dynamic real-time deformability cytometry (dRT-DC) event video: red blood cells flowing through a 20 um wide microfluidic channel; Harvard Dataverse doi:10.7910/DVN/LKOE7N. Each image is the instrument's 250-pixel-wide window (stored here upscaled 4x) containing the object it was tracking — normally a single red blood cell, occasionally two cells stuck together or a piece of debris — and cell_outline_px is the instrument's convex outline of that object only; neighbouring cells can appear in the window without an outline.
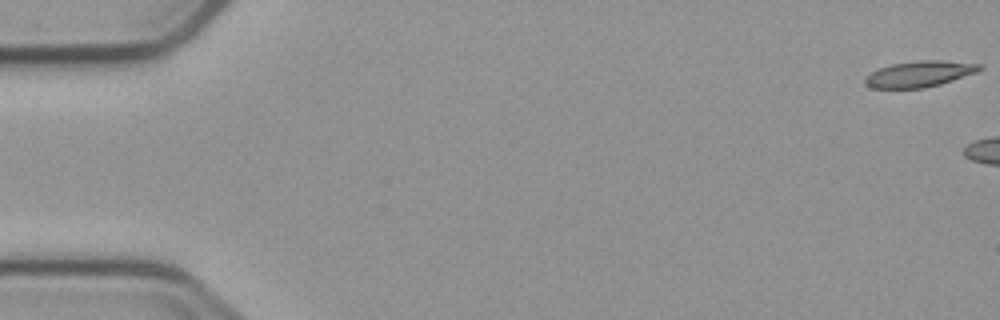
{"species": "common noctule bat (a hibernating species)", "species_latin": "Nyctalus noctula", "temperature_condition": "cold", "stored_images_in_passage": 2, "camera_frame_rate_fps": 3000, "um_per_image_px": 0.085, "animal": {"sex": "male", "body_mass_g": 23.1, "forearm_length_mm": 52.7}, "frame": {"image": 1, "passage_image": 1, "time_ms": 0.0, "image_size_px": [1000, 320], "cell_outline_px": [[984, 68], [980, 72], [940, 84], [924, 88], [872, 88], [864, 84], [864, 76], [880, 68], [892, 64], [920, 60], [940, 60], [984, 64]], "centroid_in_image_um": [78.21, 6.28], "position_along_channel_um": 6.8, "area_um2": 17.57}}